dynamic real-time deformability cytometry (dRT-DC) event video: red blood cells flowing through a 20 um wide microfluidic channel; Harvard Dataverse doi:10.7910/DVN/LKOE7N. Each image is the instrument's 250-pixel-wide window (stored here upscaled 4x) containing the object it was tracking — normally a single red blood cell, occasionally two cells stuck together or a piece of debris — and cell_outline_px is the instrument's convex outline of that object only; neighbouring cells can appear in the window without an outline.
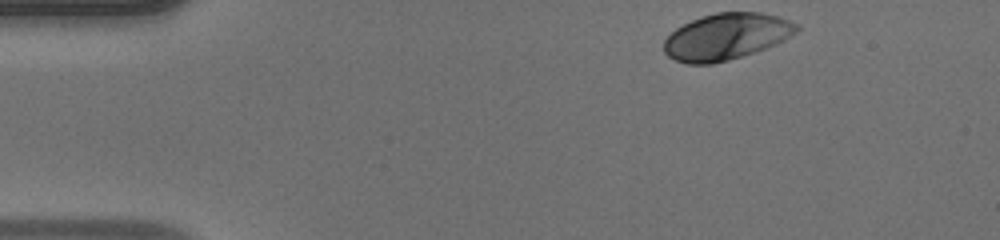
{"species": "human", "species_latin": "Homo sapiens", "temperature_condition": "warm", "stored_images_in_passage": 37, "camera_frame_rate_fps": 3000, "um_per_image_px": 0.085, "donor": {"sex": "male"}, "frame": {"image": 1, "passage_image": 1, "time_ms": 0.0, "image_size_px": [1000, 240], "cell_outline_px": [[800, 28], [796, 32], [784, 40], [776, 44], [728, 60], [712, 64], [684, 64], [668, 56], [664, 52], [664, 40], [676, 28], [692, 20], [716, 12], [760, 12], [780, 16], [800, 24]], "centroid_in_image_um": [61.75, 3.1], "position_along_channel_um": 23.2, "area_um2": 35.84}}
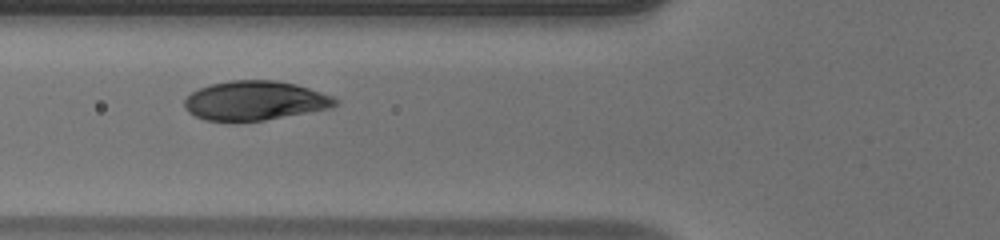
{"frame": {"image": 2, "passage_image": 13, "time_ms": 4.0, "image_size_px": [1000, 240], "cell_outline_px": [[340, 104], [332, 108], [264, 120], [208, 120], [196, 116], [188, 112], [184, 108], [184, 100], [192, 92], [200, 88], [212, 84], [232, 80], [276, 80], [296, 84], [332, 96], [340, 100]], "centroid_in_image_um": [21.72, 8.54], "position_along_channel_um": 104.1, "area_um2": 34.28}}
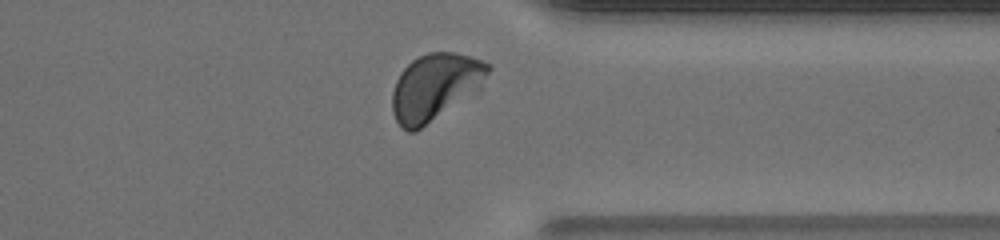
{"frame": {"image": 3, "passage_image": 33, "time_ms": 10.667, "image_size_px": [1000, 240], "cell_outline_px": [[492, 68], [480, 92], [416, 132], [408, 132], [400, 128], [392, 112], [392, 92], [396, 80], [400, 72], [412, 60], [428, 52], [456, 52], [484, 60], [492, 64]], "centroid_in_image_um": [37.05, 7.41], "position_along_channel_um": 374.4, "area_um2": 38.49}, "authors_computed_cell_mechanics": {"area_um2": 35.3736, "velocity_mm_per_s": 4.0959, "shape_relaxation_time_tau1_ms": 2.0893, "shape_relaxation_time_tau2_ms": null, "deformation_change_tau1": 0.163, "deformation_change_tau2": null}}